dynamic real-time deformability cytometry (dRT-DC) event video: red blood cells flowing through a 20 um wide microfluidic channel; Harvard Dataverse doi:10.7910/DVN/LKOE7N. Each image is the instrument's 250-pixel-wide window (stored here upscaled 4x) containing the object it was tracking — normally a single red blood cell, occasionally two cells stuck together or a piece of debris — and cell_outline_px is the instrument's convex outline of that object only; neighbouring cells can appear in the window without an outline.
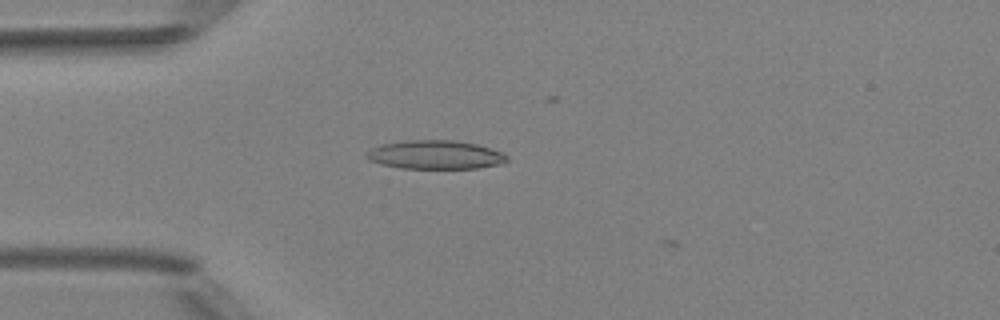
{"species": "Egyptian fruit bat (a non-hibernating species)", "species_latin": "Rousettus aegyptiacus", "temperature_condition": "room temperature", "stored_images_in_passage": 3, "camera_frame_rate_fps": 3000, "um_per_image_px": 0.085, "animal": {"sex": "female"}, "frame": {"image": 1, "passage_image": 1, "time_ms": 0.0, "image_size_px": [1000, 320], "cell_outline_px": [[508, 160], [500, 164], [480, 168], [400, 168], [380, 164], [368, 160], [364, 156], [372, 148], [384, 144], [408, 140], [456, 140], [476, 144], [492, 148], [508, 156]], "centroid_in_image_um": [37.01, 13.16], "position_along_channel_um": 48.0, "area_um2": 23.47}}